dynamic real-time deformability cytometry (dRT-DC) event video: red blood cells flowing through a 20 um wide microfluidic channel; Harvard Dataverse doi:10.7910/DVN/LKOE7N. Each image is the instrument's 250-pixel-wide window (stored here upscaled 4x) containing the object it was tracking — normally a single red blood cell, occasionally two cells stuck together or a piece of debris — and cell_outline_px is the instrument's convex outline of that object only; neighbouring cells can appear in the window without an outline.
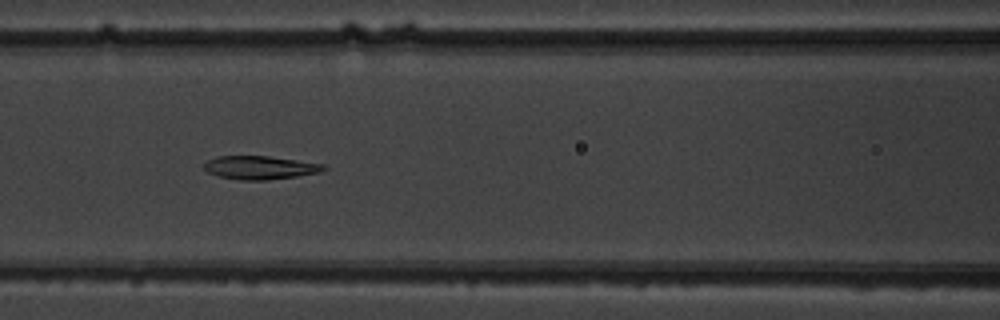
{"species": "common noctule bat (a hibernating species)", "species_latin": "Nyctalus noctula", "temperature_condition": "warm", "stored_images_in_passage": 17, "segment_of_instrument_passage": [1, 2], "camera_frame_rate_fps": 3000, "um_per_image_px": 0.085, "animal": {"sex": "male", "body_mass_g": 19.5, "forearm_length_mm": 54.6}, "frame": {"image": 1, "passage_image": 8, "time_ms": 8.0, "image_size_px": [1000, 320], "cell_outline_px": [[328, 168], [320, 172], [296, 176], [268, 180], [240, 180], [216, 176], [208, 172], [204, 168], [204, 164], [208, 160], [216, 156], [268, 156], [324, 164]], "centroid_in_image_um": [22.09, 14.25], "position_along_channel_um": 144.5, "area_um2": 16.3}}
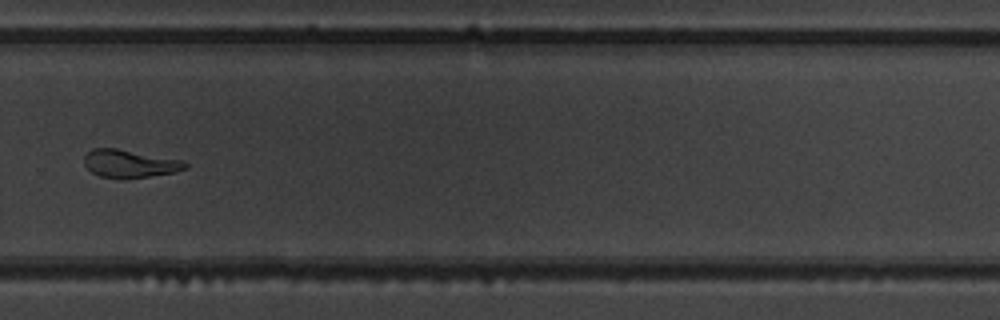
{"frame": {"image": 2, "passage_image": 12, "time_ms": 12.667, "image_size_px": [1000, 320], "cell_outline_px": [[188, 168], [176, 172], [148, 176], [100, 176], [92, 172], [84, 164], [84, 156], [92, 148], [116, 148], [184, 160], [188, 164]], "centroid_in_image_um": [11.06, 13.87], "position_along_channel_um": 318.7, "area_um2": 15.95}}
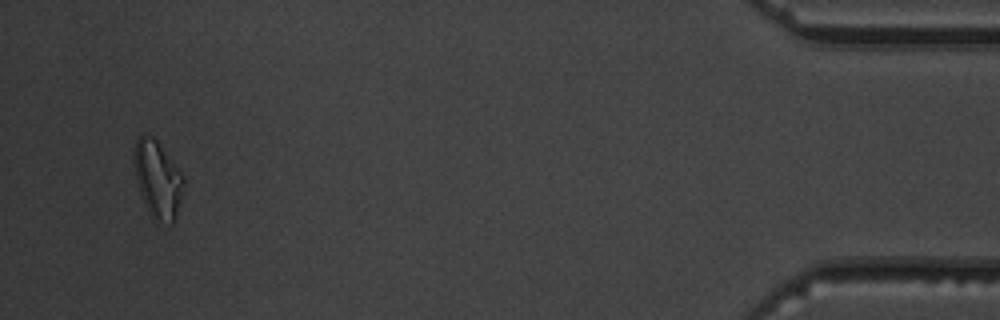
{"frame": {"image": 3, "passage_image": 16, "time_ms": 17.333, "image_size_px": [1000, 320], "cell_outline_px": [[184, 184], [180, 200], [172, 224], [156, 224], [148, 212], [140, 192], [136, 180], [132, 160], [136, 140], [140, 136], [152, 136], [156, 140], [184, 176]], "centroid_in_image_um": [13.38, 15.29], "position_along_channel_um": 421.8, "area_um2": 22.2}}